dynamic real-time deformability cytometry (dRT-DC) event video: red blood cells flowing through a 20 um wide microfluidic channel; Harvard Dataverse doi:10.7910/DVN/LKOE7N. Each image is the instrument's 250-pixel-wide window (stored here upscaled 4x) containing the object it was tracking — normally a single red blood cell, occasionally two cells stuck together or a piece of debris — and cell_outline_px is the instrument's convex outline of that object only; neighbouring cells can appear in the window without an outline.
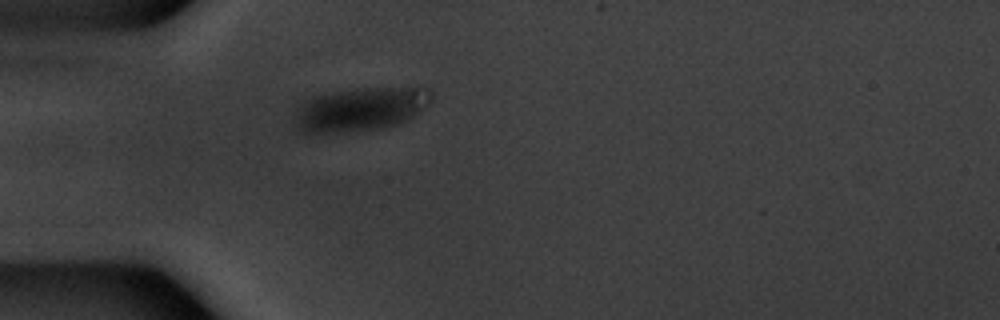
{"species": "common noctule bat (a hibernating species)", "species_latin": "Nyctalus noctula", "temperature_condition": "warm", "stored_images_in_passage": 39, "camera_frame_rate_fps": 3000, "um_per_image_px": 0.085, "animal": {"sex": "male", "body_mass_g": 20.1, "forearm_length_mm": 53.5}, "frame": {"image": 1, "passage_image": 1, "time_ms": 0.0, "image_size_px": [1000, 320], "cell_outline_px": [[424, 96], [416, 108], [404, 120], [396, 124], [380, 128], [344, 132], [300, 132], [296, 116], [300, 108], [308, 100], [316, 96], [364, 88], [416, 88]], "centroid_in_image_um": [30.41, 9.33], "position_along_channel_um": 54.6, "area_um2": 31.56}}
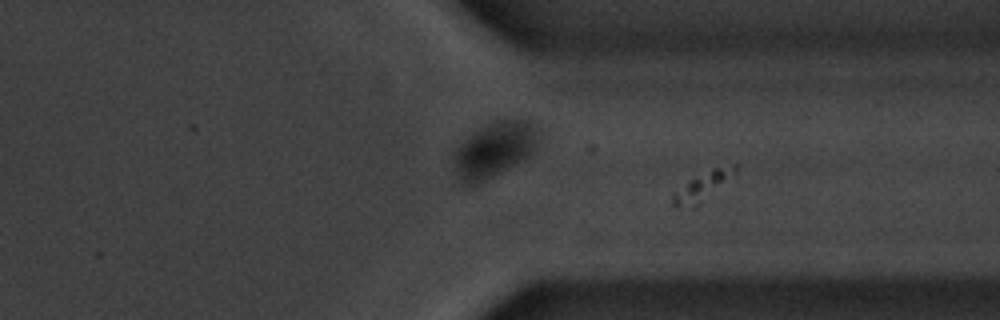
{"frame": {"image": 2, "passage_image": 27, "time_ms": 8.667, "image_size_px": [1000, 320], "cell_outline_px": [[540, 140], [536, 148], [528, 156], [476, 184], [464, 184], [456, 172], [452, 160], [452, 156], [456, 148], [472, 132], [484, 124], [492, 120], [520, 120], [532, 124], [540, 132]], "centroid_in_image_um": [41.99, 12.67], "position_along_channel_um": 369.4, "area_um2": 26.88}}
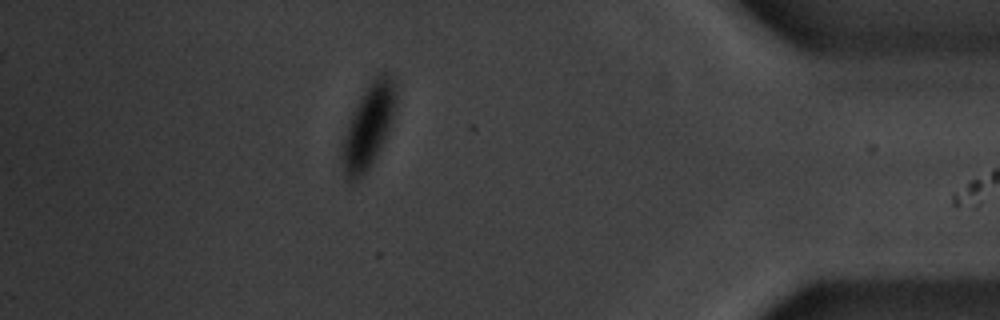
{"frame": {"image": 3, "passage_image": 33, "time_ms": 10.667, "image_size_px": [1000, 320], "cell_outline_px": [[396, 108], [392, 120], [384, 140], [372, 164], [360, 180], [352, 184], [344, 176], [340, 164], [340, 152], [344, 136], [348, 124], [360, 96], [364, 88], [376, 72], [388, 72], [392, 76], [396, 84]], "centroid_in_image_um": [31.3, 10.73], "position_along_channel_um": 403.9, "area_um2": 26.99}, "authors_computed_cell_mechanics": {"area_um2": 27.2238, "velocity_mm_per_s": 3.7353, "shape_relaxation_time_tau1_ms": 2.8659, "shape_relaxation_time_tau2_ms": null, "deformation_change_tau1": 0.0815, "deformation_change_tau2": null}}